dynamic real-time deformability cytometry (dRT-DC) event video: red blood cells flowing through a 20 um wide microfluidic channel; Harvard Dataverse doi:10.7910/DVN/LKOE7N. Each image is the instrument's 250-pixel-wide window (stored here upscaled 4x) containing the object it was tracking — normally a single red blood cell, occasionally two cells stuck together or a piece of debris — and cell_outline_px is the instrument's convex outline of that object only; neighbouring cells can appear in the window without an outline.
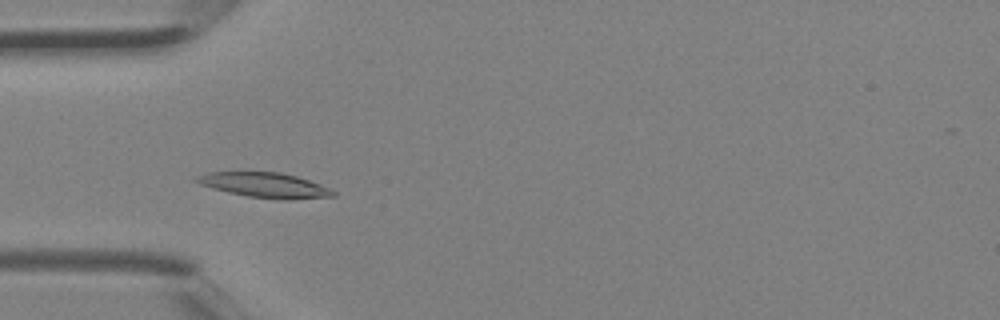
{"species": "Egyptian fruit bat (a non-hibernating species)", "species_latin": "Rousettus aegyptiacus", "temperature_condition": "room temperature", "stored_images_in_passage": 2, "camera_frame_rate_fps": 3000, "um_per_image_px": 0.085, "animal": {"sex": "female"}, "frame": {"image": 1, "passage_image": 2, "time_ms": 0.333, "image_size_px": [1000, 320], "cell_outline_px": [[336, 196], [248, 196], [228, 192], [212, 188], [200, 184], [192, 180], [196, 176], [208, 172], [280, 172], [296, 176], [320, 184], [336, 192]], "centroid_in_image_um": [22.34, 15.66], "position_along_channel_um": 62.7, "area_um2": 18.5}}